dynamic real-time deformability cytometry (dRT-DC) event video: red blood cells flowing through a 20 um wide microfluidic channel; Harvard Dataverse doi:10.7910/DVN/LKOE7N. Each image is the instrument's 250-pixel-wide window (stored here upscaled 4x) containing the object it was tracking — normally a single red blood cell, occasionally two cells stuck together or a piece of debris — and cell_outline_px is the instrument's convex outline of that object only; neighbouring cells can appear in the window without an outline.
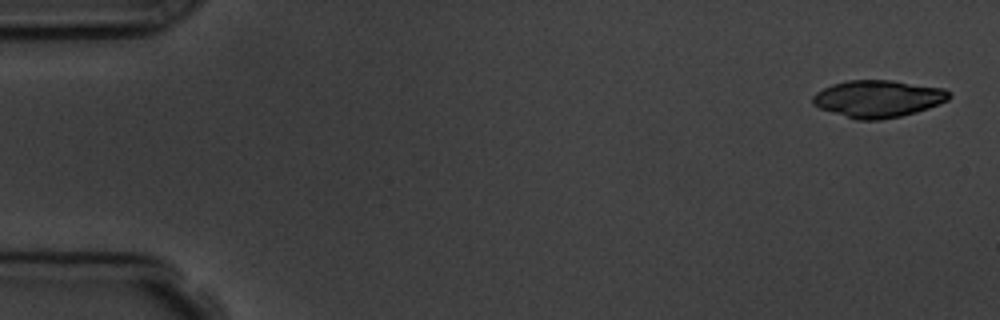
{"species": "common noctule bat (a hibernating species)", "species_latin": "Nyctalus noctula", "temperature_condition": "room temperature", "stored_images_in_passage": 4, "camera_frame_rate_fps": 3000, "um_per_image_px": 0.085, "animal": {"sex": "male", "body_mass_g": 19.5, "forearm_length_mm": 54.6}, "frame": {"image": 1, "passage_image": 1, "time_ms": 0.0, "image_size_px": [1000, 320], "cell_outline_px": [[952, 96], [948, 100], [928, 108], [916, 112], [900, 116], [880, 120], [856, 120], [820, 108], [812, 104], [812, 96], [816, 92], [832, 84], [848, 80], [892, 80], [944, 88], [952, 92]], "centroid_in_image_um": [74.65, 8.39], "position_along_channel_um": 10.4, "area_um2": 29.65}}